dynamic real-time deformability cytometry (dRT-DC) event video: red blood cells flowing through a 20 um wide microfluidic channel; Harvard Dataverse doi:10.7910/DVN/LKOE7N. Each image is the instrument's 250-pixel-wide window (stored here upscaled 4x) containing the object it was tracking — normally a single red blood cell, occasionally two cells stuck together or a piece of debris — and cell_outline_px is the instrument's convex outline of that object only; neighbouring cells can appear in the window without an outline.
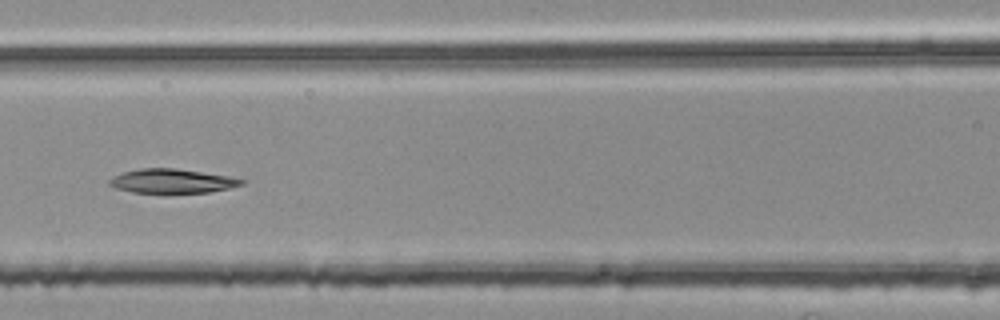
{"species": "common noctule bat (a hibernating species)", "species_latin": "Nyctalus noctula", "temperature_condition": "room temperature", "stored_images_in_passage": 53, "segment_of_instrument_passage": [2, 2], "camera_frame_rate_fps": 3000, "um_per_image_px": 0.085, "animal": {"sex": "female", "body_mass_g": 25.1}, "frame": {"image": 1, "passage_image": 24, "time_ms": 7.667, "image_size_px": [1000, 320], "cell_outline_px": [[248, 180], [244, 184], [228, 188], [208, 192], [132, 192], [116, 188], [108, 184], [108, 180], [112, 176], [124, 172], [140, 168], [176, 168], [228, 176]], "centroid_in_image_um": [14.62, 15.38], "position_along_channel_um": 152.0, "area_um2": 18.44}}
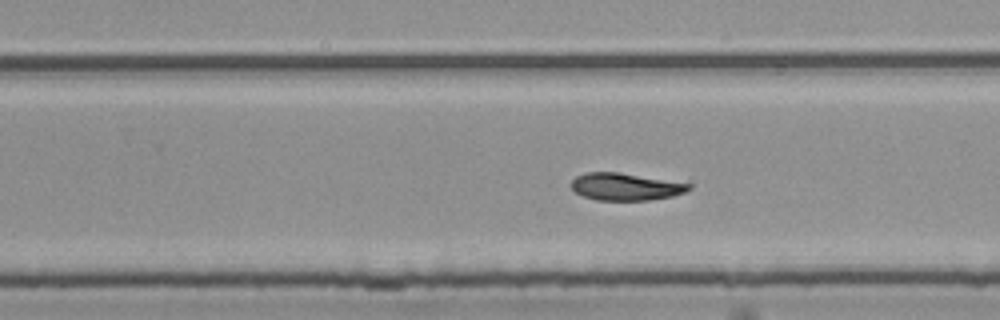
{"frame": {"image": 2, "passage_image": 34, "time_ms": 11.0, "image_size_px": [1000, 320], "cell_outline_px": [[692, 188], [688, 192], [672, 196], [648, 200], [596, 200], [584, 196], [576, 192], [572, 188], [572, 180], [576, 176], [584, 172], [616, 172], [692, 184]], "centroid_in_image_um": [53.18, 15.87], "position_along_channel_um": 276.6, "area_um2": 18.55}}
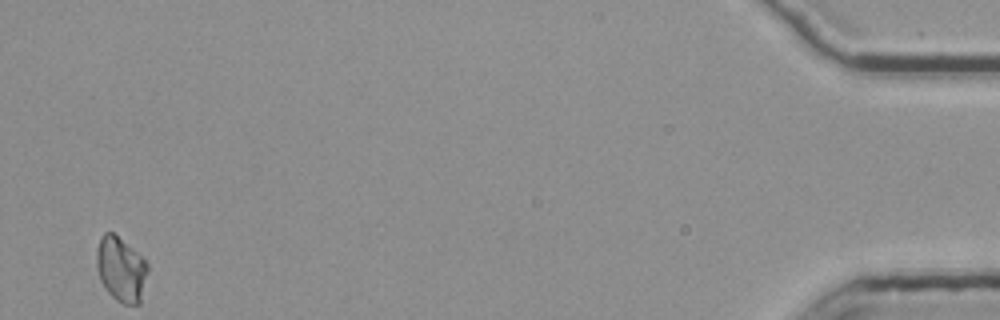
{"frame": {"image": 3, "passage_image": 53, "time_ms": 17.333, "image_size_px": [1000, 320], "cell_outline_px": [[148, 272], [140, 304], [124, 304], [116, 300], [104, 288], [100, 280], [96, 268], [96, 248], [100, 236], [104, 232], [112, 232], [136, 252], [148, 264]], "centroid_in_image_um": [10.26, 22.9], "position_along_channel_um": 424.9, "area_um2": 19.36}}